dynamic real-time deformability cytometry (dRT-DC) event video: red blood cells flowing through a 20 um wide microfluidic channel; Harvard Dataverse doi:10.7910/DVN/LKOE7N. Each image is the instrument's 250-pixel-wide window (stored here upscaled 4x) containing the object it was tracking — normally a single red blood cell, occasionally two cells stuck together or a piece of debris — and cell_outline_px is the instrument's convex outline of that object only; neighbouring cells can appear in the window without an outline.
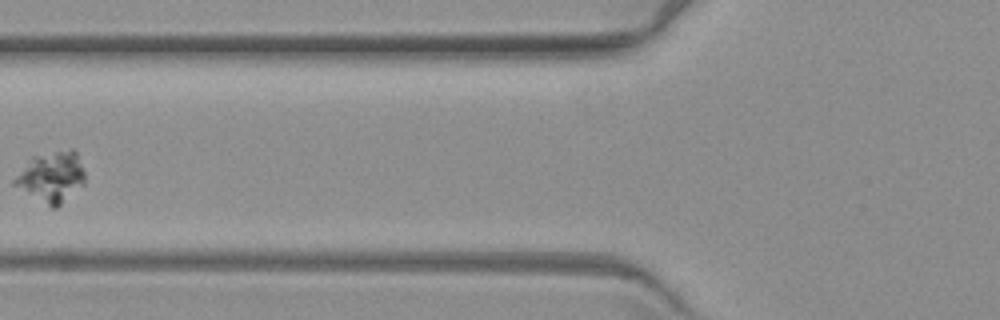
{"species": "common noctule bat (a hibernating species)", "species_latin": "Nyctalus noctula", "temperature_condition": "warm", "stored_images_in_passage": 4, "camera_frame_rate_fps": 3000, "um_per_image_px": 0.085, "animal": {"sex": "female", "body_mass_g": 19.3, "forearm_length_mm": 54.1}, "frame": {"image": 1, "passage_image": 2, "time_ms": 1.333, "image_size_px": [1000, 320], "cell_outline_px": [[84, 184], [56, 208], [52, 208], [12, 184], [12, 180], [28, 160], [32, 156], [72, 148], [76, 152], [84, 172]], "centroid_in_image_um": [4.36, 15.03], "position_along_channel_um": 121.4, "area_um2": 20.46}}
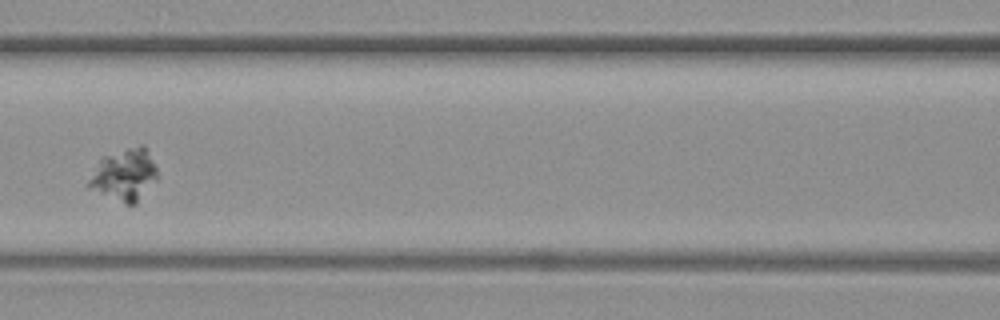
{"frame": {"image": 2, "passage_image": 3, "time_ms": 2.333, "image_size_px": [1000, 320], "cell_outline_px": [[156, 180], [136, 204], [124, 204], [84, 188], [84, 184], [100, 156], [140, 144], [144, 144], [156, 168]], "centroid_in_image_um": [10.47, 14.87], "position_along_channel_um": 156.1, "area_um2": 21.39}}
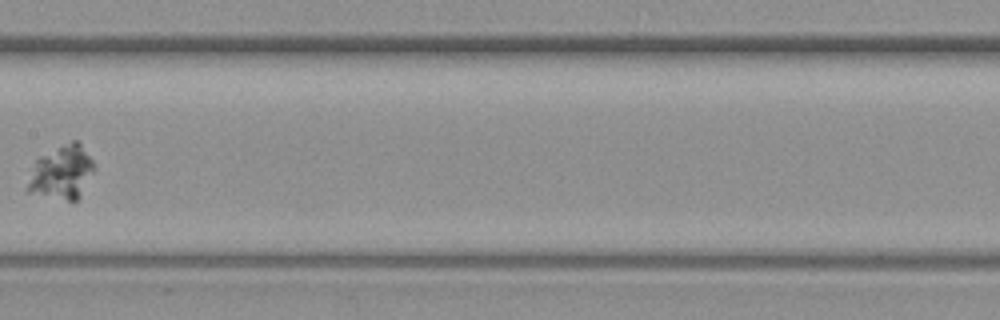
{"frame": {"image": 3, "passage_image": 4, "time_ms": 3.667, "image_size_px": [1000, 320], "cell_outline_px": [[96, 168], [80, 196], [76, 200], [68, 200], [28, 192], [24, 188], [36, 160], [40, 156], [72, 140], [76, 140], [80, 144], [92, 160]], "centroid_in_image_um": [5.24, 14.66], "position_along_channel_um": 202.2, "area_um2": 20.52}}